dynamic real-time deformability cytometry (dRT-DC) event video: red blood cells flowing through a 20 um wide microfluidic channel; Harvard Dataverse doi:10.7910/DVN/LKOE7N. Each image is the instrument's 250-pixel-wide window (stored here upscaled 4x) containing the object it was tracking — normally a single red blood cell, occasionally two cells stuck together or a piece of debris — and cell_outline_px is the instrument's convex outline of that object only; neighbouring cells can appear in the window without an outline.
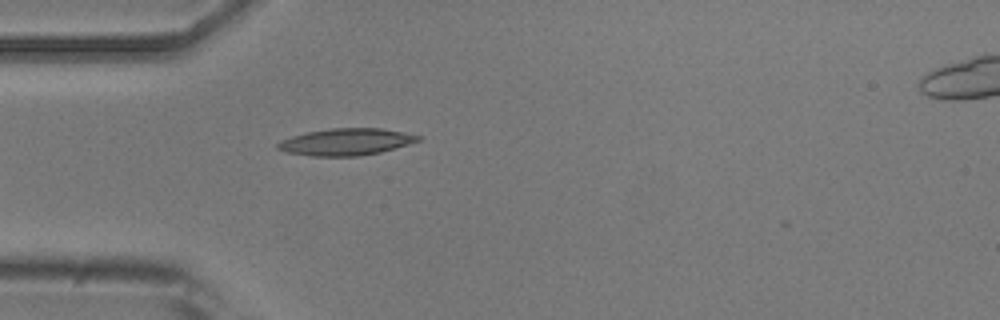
{"species": "common noctule bat (a hibernating species)", "species_latin": "Nyctalus noctula", "temperature_condition": "room temperature", "stored_images_in_passage": 4, "camera_frame_rate_fps": 3000, "um_per_image_px": 0.085, "animal": {"sex": "male", "body_mass_g": 20.5, "forearm_length_mm": 52.5}, "frame": {"image": 1, "passage_image": 4, "time_ms": 4.333, "image_size_px": [1000, 320], "cell_outline_px": [[420, 140], [408, 144], [380, 152], [360, 156], [312, 156], [288, 152], [276, 148], [276, 144], [280, 140], [292, 136], [308, 132], [332, 128], [380, 128], [404, 132], [420, 136]], "centroid_in_image_um": [29.39, 12.06], "position_along_channel_um": 55.6, "area_um2": 21.79}}